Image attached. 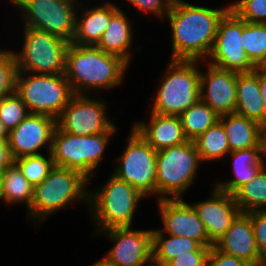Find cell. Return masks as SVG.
Wrapping results in <instances>:
<instances>
[{
	"instance_id": "6da1fadb",
	"label": "cell",
	"mask_w": 266,
	"mask_h": 266,
	"mask_svg": "<svg viewBox=\"0 0 266 266\" xmlns=\"http://www.w3.org/2000/svg\"><path fill=\"white\" fill-rule=\"evenodd\" d=\"M230 9L195 6L174 0L166 18L172 30L171 60H201L208 58L221 18Z\"/></svg>"
},
{
	"instance_id": "7a4b0ae2",
	"label": "cell",
	"mask_w": 266,
	"mask_h": 266,
	"mask_svg": "<svg viewBox=\"0 0 266 266\" xmlns=\"http://www.w3.org/2000/svg\"><path fill=\"white\" fill-rule=\"evenodd\" d=\"M128 65L120 56L97 46L70 43L64 76L74 94H87L91 89H111L120 85Z\"/></svg>"
},
{
	"instance_id": "3957f363",
	"label": "cell",
	"mask_w": 266,
	"mask_h": 266,
	"mask_svg": "<svg viewBox=\"0 0 266 266\" xmlns=\"http://www.w3.org/2000/svg\"><path fill=\"white\" fill-rule=\"evenodd\" d=\"M198 62L201 63L199 60L170 59L151 106V112L179 116L200 99Z\"/></svg>"
},
{
	"instance_id": "277c9868",
	"label": "cell",
	"mask_w": 266,
	"mask_h": 266,
	"mask_svg": "<svg viewBox=\"0 0 266 266\" xmlns=\"http://www.w3.org/2000/svg\"><path fill=\"white\" fill-rule=\"evenodd\" d=\"M89 179L81 172L61 166H54L49 175L34 187L33 201L28 216L43 221L49 214L58 211L77 200L86 201L89 192L85 189Z\"/></svg>"
},
{
	"instance_id": "5b68a950",
	"label": "cell",
	"mask_w": 266,
	"mask_h": 266,
	"mask_svg": "<svg viewBox=\"0 0 266 266\" xmlns=\"http://www.w3.org/2000/svg\"><path fill=\"white\" fill-rule=\"evenodd\" d=\"M145 196L131 184L113 174L99 190L89 191L88 207L92 211L97 231L131 227L137 205Z\"/></svg>"
},
{
	"instance_id": "8992f818",
	"label": "cell",
	"mask_w": 266,
	"mask_h": 266,
	"mask_svg": "<svg viewBox=\"0 0 266 266\" xmlns=\"http://www.w3.org/2000/svg\"><path fill=\"white\" fill-rule=\"evenodd\" d=\"M200 163L193 141L157 151L156 196L158 200L182 198V193L194 183Z\"/></svg>"
},
{
	"instance_id": "52a82bcc",
	"label": "cell",
	"mask_w": 266,
	"mask_h": 266,
	"mask_svg": "<svg viewBox=\"0 0 266 266\" xmlns=\"http://www.w3.org/2000/svg\"><path fill=\"white\" fill-rule=\"evenodd\" d=\"M17 71L15 92L29 113L57 119L74 95L64 74H29Z\"/></svg>"
},
{
	"instance_id": "ba28073f",
	"label": "cell",
	"mask_w": 266,
	"mask_h": 266,
	"mask_svg": "<svg viewBox=\"0 0 266 266\" xmlns=\"http://www.w3.org/2000/svg\"><path fill=\"white\" fill-rule=\"evenodd\" d=\"M111 136L113 133L71 135L56 127L50 150L54 165L77 170L90 182Z\"/></svg>"
},
{
	"instance_id": "9c48e42d",
	"label": "cell",
	"mask_w": 266,
	"mask_h": 266,
	"mask_svg": "<svg viewBox=\"0 0 266 266\" xmlns=\"http://www.w3.org/2000/svg\"><path fill=\"white\" fill-rule=\"evenodd\" d=\"M24 44L14 52L17 71L35 74H64L69 42L48 32L24 26Z\"/></svg>"
},
{
	"instance_id": "30bf717a",
	"label": "cell",
	"mask_w": 266,
	"mask_h": 266,
	"mask_svg": "<svg viewBox=\"0 0 266 266\" xmlns=\"http://www.w3.org/2000/svg\"><path fill=\"white\" fill-rule=\"evenodd\" d=\"M23 13L26 27L48 32L71 43L78 0H10ZM79 2V3H78Z\"/></svg>"
},
{
	"instance_id": "8fae6325",
	"label": "cell",
	"mask_w": 266,
	"mask_h": 266,
	"mask_svg": "<svg viewBox=\"0 0 266 266\" xmlns=\"http://www.w3.org/2000/svg\"><path fill=\"white\" fill-rule=\"evenodd\" d=\"M128 144L118 158L113 175L131 184L142 195L156 196V154L133 128L127 138Z\"/></svg>"
},
{
	"instance_id": "7c38bea8",
	"label": "cell",
	"mask_w": 266,
	"mask_h": 266,
	"mask_svg": "<svg viewBox=\"0 0 266 266\" xmlns=\"http://www.w3.org/2000/svg\"><path fill=\"white\" fill-rule=\"evenodd\" d=\"M241 34L242 19L229 9L219 22L207 63L237 73L256 70L241 44Z\"/></svg>"
},
{
	"instance_id": "4fadbf2b",
	"label": "cell",
	"mask_w": 266,
	"mask_h": 266,
	"mask_svg": "<svg viewBox=\"0 0 266 266\" xmlns=\"http://www.w3.org/2000/svg\"><path fill=\"white\" fill-rule=\"evenodd\" d=\"M106 101L74 94L57 120V127L71 135L89 136L115 133L116 126L106 117Z\"/></svg>"
},
{
	"instance_id": "5bb4252c",
	"label": "cell",
	"mask_w": 266,
	"mask_h": 266,
	"mask_svg": "<svg viewBox=\"0 0 266 266\" xmlns=\"http://www.w3.org/2000/svg\"><path fill=\"white\" fill-rule=\"evenodd\" d=\"M99 233L114 240L115 245L102 258L110 266H146L152 262V229L123 227Z\"/></svg>"
},
{
	"instance_id": "9a60e30c",
	"label": "cell",
	"mask_w": 266,
	"mask_h": 266,
	"mask_svg": "<svg viewBox=\"0 0 266 266\" xmlns=\"http://www.w3.org/2000/svg\"><path fill=\"white\" fill-rule=\"evenodd\" d=\"M57 127L54 117L29 113L16 128L9 131L8 145L13 160L31 155H39L38 150L48 145L50 152L52 138Z\"/></svg>"
},
{
	"instance_id": "2e32d148",
	"label": "cell",
	"mask_w": 266,
	"mask_h": 266,
	"mask_svg": "<svg viewBox=\"0 0 266 266\" xmlns=\"http://www.w3.org/2000/svg\"><path fill=\"white\" fill-rule=\"evenodd\" d=\"M158 209L161 212V222L164 227L161 232L185 237L197 241L201 246L212 247L214 244L209 240L204 225L191 204L183 201V198L160 199Z\"/></svg>"
},
{
	"instance_id": "e0dca14e",
	"label": "cell",
	"mask_w": 266,
	"mask_h": 266,
	"mask_svg": "<svg viewBox=\"0 0 266 266\" xmlns=\"http://www.w3.org/2000/svg\"><path fill=\"white\" fill-rule=\"evenodd\" d=\"M207 65L205 74L200 71V99L218 116L235 113L237 72Z\"/></svg>"
},
{
	"instance_id": "ac0fdd59",
	"label": "cell",
	"mask_w": 266,
	"mask_h": 266,
	"mask_svg": "<svg viewBox=\"0 0 266 266\" xmlns=\"http://www.w3.org/2000/svg\"><path fill=\"white\" fill-rule=\"evenodd\" d=\"M211 199L191 204L202 221L209 240L214 244L231 227L241 213L234 196L215 186Z\"/></svg>"
},
{
	"instance_id": "d6986e66",
	"label": "cell",
	"mask_w": 266,
	"mask_h": 266,
	"mask_svg": "<svg viewBox=\"0 0 266 266\" xmlns=\"http://www.w3.org/2000/svg\"><path fill=\"white\" fill-rule=\"evenodd\" d=\"M214 247L225 254L242 259L250 266H260L264 260L256 245L251 212L240 213L229 230L214 243Z\"/></svg>"
},
{
	"instance_id": "ffe728a7",
	"label": "cell",
	"mask_w": 266,
	"mask_h": 266,
	"mask_svg": "<svg viewBox=\"0 0 266 266\" xmlns=\"http://www.w3.org/2000/svg\"><path fill=\"white\" fill-rule=\"evenodd\" d=\"M156 151L181 145L189 141L184 133L179 116L151 112L148 122H135L133 127Z\"/></svg>"
},
{
	"instance_id": "44dd1931",
	"label": "cell",
	"mask_w": 266,
	"mask_h": 266,
	"mask_svg": "<svg viewBox=\"0 0 266 266\" xmlns=\"http://www.w3.org/2000/svg\"><path fill=\"white\" fill-rule=\"evenodd\" d=\"M227 135L230 152L253 147H266V129L259 123L237 113L220 116Z\"/></svg>"
},
{
	"instance_id": "7402d4cb",
	"label": "cell",
	"mask_w": 266,
	"mask_h": 266,
	"mask_svg": "<svg viewBox=\"0 0 266 266\" xmlns=\"http://www.w3.org/2000/svg\"><path fill=\"white\" fill-rule=\"evenodd\" d=\"M82 6V18L76 17L75 33L71 44L96 46L106 30L111 16L119 9L113 3L106 2L93 8Z\"/></svg>"
},
{
	"instance_id": "603a6c76",
	"label": "cell",
	"mask_w": 266,
	"mask_h": 266,
	"mask_svg": "<svg viewBox=\"0 0 266 266\" xmlns=\"http://www.w3.org/2000/svg\"><path fill=\"white\" fill-rule=\"evenodd\" d=\"M233 158V172L235 179L217 182L215 187L229 194H234L242 185L252 180L266 165V147H253L229 153Z\"/></svg>"
},
{
	"instance_id": "cb8c5ba5",
	"label": "cell",
	"mask_w": 266,
	"mask_h": 266,
	"mask_svg": "<svg viewBox=\"0 0 266 266\" xmlns=\"http://www.w3.org/2000/svg\"><path fill=\"white\" fill-rule=\"evenodd\" d=\"M235 113L259 123L265 128V109L259 88V71L237 73Z\"/></svg>"
},
{
	"instance_id": "d4e9b609",
	"label": "cell",
	"mask_w": 266,
	"mask_h": 266,
	"mask_svg": "<svg viewBox=\"0 0 266 266\" xmlns=\"http://www.w3.org/2000/svg\"><path fill=\"white\" fill-rule=\"evenodd\" d=\"M132 28L125 12L119 8L111 16L110 22L96 46L102 51L120 56L130 63L132 54L128 50L133 44Z\"/></svg>"
},
{
	"instance_id": "484cf974",
	"label": "cell",
	"mask_w": 266,
	"mask_h": 266,
	"mask_svg": "<svg viewBox=\"0 0 266 266\" xmlns=\"http://www.w3.org/2000/svg\"><path fill=\"white\" fill-rule=\"evenodd\" d=\"M160 229L152 230V262L166 266L175 257L182 254H192L201 245L189 238L177 237L170 234L166 238Z\"/></svg>"
},
{
	"instance_id": "4316f807",
	"label": "cell",
	"mask_w": 266,
	"mask_h": 266,
	"mask_svg": "<svg viewBox=\"0 0 266 266\" xmlns=\"http://www.w3.org/2000/svg\"><path fill=\"white\" fill-rule=\"evenodd\" d=\"M0 188L3 202L7 205L25 202L26 209L30 210L34 187L14 162L0 173Z\"/></svg>"
},
{
	"instance_id": "83f0119b",
	"label": "cell",
	"mask_w": 266,
	"mask_h": 266,
	"mask_svg": "<svg viewBox=\"0 0 266 266\" xmlns=\"http://www.w3.org/2000/svg\"><path fill=\"white\" fill-rule=\"evenodd\" d=\"M193 143L201 162L217 161L230 153L227 135L220 120L193 140Z\"/></svg>"
},
{
	"instance_id": "f1b7e54d",
	"label": "cell",
	"mask_w": 266,
	"mask_h": 266,
	"mask_svg": "<svg viewBox=\"0 0 266 266\" xmlns=\"http://www.w3.org/2000/svg\"><path fill=\"white\" fill-rule=\"evenodd\" d=\"M241 213L266 210V165L234 194Z\"/></svg>"
},
{
	"instance_id": "f546056e",
	"label": "cell",
	"mask_w": 266,
	"mask_h": 266,
	"mask_svg": "<svg viewBox=\"0 0 266 266\" xmlns=\"http://www.w3.org/2000/svg\"><path fill=\"white\" fill-rule=\"evenodd\" d=\"M179 117L184 133L189 141L195 140L220 118L201 99L182 112Z\"/></svg>"
},
{
	"instance_id": "4dcf8cb0",
	"label": "cell",
	"mask_w": 266,
	"mask_h": 266,
	"mask_svg": "<svg viewBox=\"0 0 266 266\" xmlns=\"http://www.w3.org/2000/svg\"><path fill=\"white\" fill-rule=\"evenodd\" d=\"M242 46L257 67L266 55V24L242 20Z\"/></svg>"
},
{
	"instance_id": "1f68e13d",
	"label": "cell",
	"mask_w": 266,
	"mask_h": 266,
	"mask_svg": "<svg viewBox=\"0 0 266 266\" xmlns=\"http://www.w3.org/2000/svg\"><path fill=\"white\" fill-rule=\"evenodd\" d=\"M48 158L39 155L24 156L14 160V163L21 170L22 175L35 187L39 185L55 166L50 152Z\"/></svg>"
},
{
	"instance_id": "d6a6232c",
	"label": "cell",
	"mask_w": 266,
	"mask_h": 266,
	"mask_svg": "<svg viewBox=\"0 0 266 266\" xmlns=\"http://www.w3.org/2000/svg\"><path fill=\"white\" fill-rule=\"evenodd\" d=\"M28 114L26 105L15 91L0 99V120L8 131L16 128Z\"/></svg>"
},
{
	"instance_id": "836d02e7",
	"label": "cell",
	"mask_w": 266,
	"mask_h": 266,
	"mask_svg": "<svg viewBox=\"0 0 266 266\" xmlns=\"http://www.w3.org/2000/svg\"><path fill=\"white\" fill-rule=\"evenodd\" d=\"M16 73L17 65L13 51L0 50V99L15 91Z\"/></svg>"
},
{
	"instance_id": "e575fe53",
	"label": "cell",
	"mask_w": 266,
	"mask_h": 266,
	"mask_svg": "<svg viewBox=\"0 0 266 266\" xmlns=\"http://www.w3.org/2000/svg\"><path fill=\"white\" fill-rule=\"evenodd\" d=\"M230 9L246 22L266 24V0H238Z\"/></svg>"
},
{
	"instance_id": "d590c367",
	"label": "cell",
	"mask_w": 266,
	"mask_h": 266,
	"mask_svg": "<svg viewBox=\"0 0 266 266\" xmlns=\"http://www.w3.org/2000/svg\"><path fill=\"white\" fill-rule=\"evenodd\" d=\"M210 248L200 246L196 251H192V254H182L175 257L166 266H207Z\"/></svg>"
},
{
	"instance_id": "8d00e7d4",
	"label": "cell",
	"mask_w": 266,
	"mask_h": 266,
	"mask_svg": "<svg viewBox=\"0 0 266 266\" xmlns=\"http://www.w3.org/2000/svg\"><path fill=\"white\" fill-rule=\"evenodd\" d=\"M251 221L257 248L263 258H266V210L251 212Z\"/></svg>"
},
{
	"instance_id": "74e56055",
	"label": "cell",
	"mask_w": 266,
	"mask_h": 266,
	"mask_svg": "<svg viewBox=\"0 0 266 266\" xmlns=\"http://www.w3.org/2000/svg\"><path fill=\"white\" fill-rule=\"evenodd\" d=\"M139 10L145 13H154L156 17L165 19L174 0H128Z\"/></svg>"
},
{
	"instance_id": "f35d334b",
	"label": "cell",
	"mask_w": 266,
	"mask_h": 266,
	"mask_svg": "<svg viewBox=\"0 0 266 266\" xmlns=\"http://www.w3.org/2000/svg\"><path fill=\"white\" fill-rule=\"evenodd\" d=\"M207 266H250L242 259L225 254L217 250L214 246L210 248Z\"/></svg>"
},
{
	"instance_id": "ab89813d",
	"label": "cell",
	"mask_w": 266,
	"mask_h": 266,
	"mask_svg": "<svg viewBox=\"0 0 266 266\" xmlns=\"http://www.w3.org/2000/svg\"><path fill=\"white\" fill-rule=\"evenodd\" d=\"M13 162L8 139H0V173L7 169Z\"/></svg>"
},
{
	"instance_id": "60d3db41",
	"label": "cell",
	"mask_w": 266,
	"mask_h": 266,
	"mask_svg": "<svg viewBox=\"0 0 266 266\" xmlns=\"http://www.w3.org/2000/svg\"><path fill=\"white\" fill-rule=\"evenodd\" d=\"M259 88L262 95L263 106L265 109V129H266V74L259 71Z\"/></svg>"
},
{
	"instance_id": "b9f144b4",
	"label": "cell",
	"mask_w": 266,
	"mask_h": 266,
	"mask_svg": "<svg viewBox=\"0 0 266 266\" xmlns=\"http://www.w3.org/2000/svg\"><path fill=\"white\" fill-rule=\"evenodd\" d=\"M9 131L0 120V139H8Z\"/></svg>"
},
{
	"instance_id": "7bdbcfd3",
	"label": "cell",
	"mask_w": 266,
	"mask_h": 266,
	"mask_svg": "<svg viewBox=\"0 0 266 266\" xmlns=\"http://www.w3.org/2000/svg\"><path fill=\"white\" fill-rule=\"evenodd\" d=\"M256 69L264 74H266V55L264 59L259 63Z\"/></svg>"
},
{
	"instance_id": "ee69618b",
	"label": "cell",
	"mask_w": 266,
	"mask_h": 266,
	"mask_svg": "<svg viewBox=\"0 0 266 266\" xmlns=\"http://www.w3.org/2000/svg\"><path fill=\"white\" fill-rule=\"evenodd\" d=\"M91 266H110L109 264H107L102 258L97 261L95 264L91 265Z\"/></svg>"
},
{
	"instance_id": "f6af8a7d",
	"label": "cell",
	"mask_w": 266,
	"mask_h": 266,
	"mask_svg": "<svg viewBox=\"0 0 266 266\" xmlns=\"http://www.w3.org/2000/svg\"><path fill=\"white\" fill-rule=\"evenodd\" d=\"M146 266H160L159 264L157 263H154V262H150L149 264H147Z\"/></svg>"
},
{
	"instance_id": "bcb514c9",
	"label": "cell",
	"mask_w": 266,
	"mask_h": 266,
	"mask_svg": "<svg viewBox=\"0 0 266 266\" xmlns=\"http://www.w3.org/2000/svg\"><path fill=\"white\" fill-rule=\"evenodd\" d=\"M260 266H266V258H264L263 262L261 263Z\"/></svg>"
}]
</instances>
